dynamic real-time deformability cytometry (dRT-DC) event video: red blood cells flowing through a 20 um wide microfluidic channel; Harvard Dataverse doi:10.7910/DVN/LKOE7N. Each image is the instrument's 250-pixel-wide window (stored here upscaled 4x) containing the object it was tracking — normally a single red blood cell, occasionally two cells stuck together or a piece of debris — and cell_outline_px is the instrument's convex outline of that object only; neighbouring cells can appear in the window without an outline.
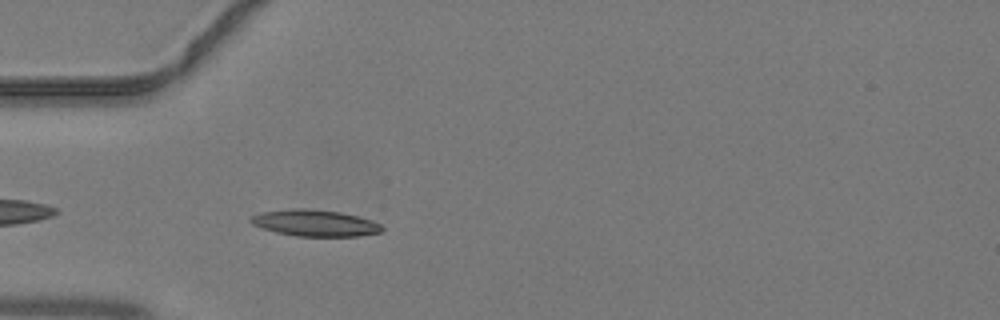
{"species": "common noctule bat (a hibernating species)", "species_latin": "Nyctalus noctula", "temperature_condition": "warm", "stored_images_in_passage": 18, "camera_frame_rate_fps": 3000, "um_per_image_px": 0.085, "animal": {"sex": "male", "body_mass_g": 19.2, "forearm_length_mm": 51.8}, "frame": {"image": 1, "passage_image": 2, "time_ms": 0.333, "image_size_px": [1000, 320], "cell_outline_px": [[384, 228], [380, 232], [360, 236], [296, 236], [276, 232], [252, 224], [248, 220], [252, 216], [264, 212], [292, 208], [308, 208], [340, 212], [372, 220], [380, 224]], "centroid_in_image_um": [26.78, 18.95], "position_along_channel_um": 58.2, "area_um2": 20.11}}
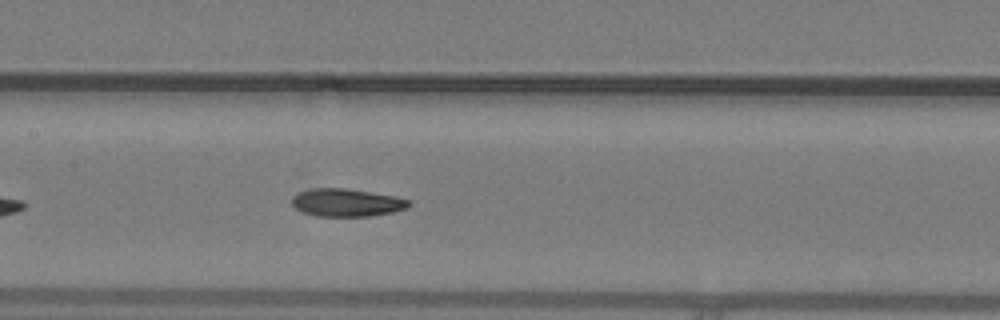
{"frame": {"image": 2, "passage_image": 10, "time_ms": 3.0, "image_size_px": [1000, 320], "cell_outline_px": [[412, 204], [408, 208], [392, 212], [372, 216], [316, 216], [304, 212], [296, 208], [292, 204], [292, 196], [300, 192], [312, 188], [344, 188], [396, 196], [412, 200]], "centroid_in_image_um": [29.51, 17.22], "position_along_channel_um": 177.9, "area_um2": 19.02}}
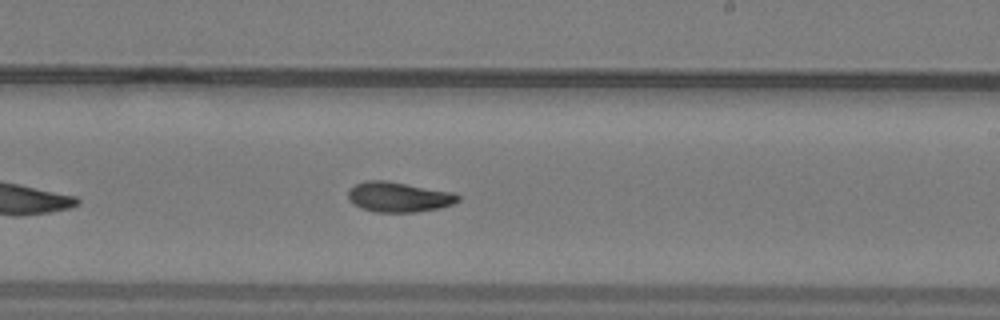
{"frame": {"image": 3, "passage_image": 15, "time_ms": 4.667, "image_size_px": [1000, 320], "cell_outline_px": [[460, 200], [452, 204], [436, 208], [416, 212], [376, 212], [360, 208], [352, 204], [348, 200], [348, 188], [364, 180], [384, 180], [452, 192], [460, 196]], "centroid_in_image_um": [33.82, 16.74], "position_along_channel_um": 255.2, "area_um2": 19.25}}